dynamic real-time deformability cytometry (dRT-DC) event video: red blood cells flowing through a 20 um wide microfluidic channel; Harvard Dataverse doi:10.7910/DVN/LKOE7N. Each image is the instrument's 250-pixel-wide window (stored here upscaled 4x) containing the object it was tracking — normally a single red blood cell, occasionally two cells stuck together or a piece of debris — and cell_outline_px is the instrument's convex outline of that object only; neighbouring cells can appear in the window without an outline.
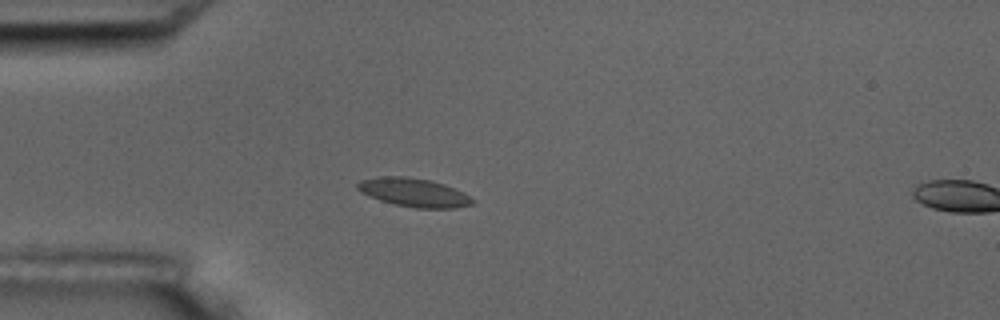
{"species": "common noctule bat (a hibernating species)", "species_latin": "Nyctalus noctula", "temperature_condition": "room temperature", "stored_images_in_passage": 5, "camera_frame_rate_fps": 3000, "um_per_image_px": 0.085, "animal": {"sex": "male", "body_mass_g": 17.5, "forearm_length_mm": 52.3}, "frame": {"image": 1, "passage_image": 4, "time_ms": 3.667, "image_size_px": [1000, 320], "cell_outline_px": [[476, 200], [472, 204], [456, 208], [416, 208], [396, 204], [380, 200], [360, 192], [356, 188], [356, 184], [360, 180], [380, 176], [404, 176], [428, 180], [444, 184], [464, 192]], "centroid_in_image_um": [35.18, 16.36], "position_along_channel_um": 49.8, "area_um2": 19.13}}